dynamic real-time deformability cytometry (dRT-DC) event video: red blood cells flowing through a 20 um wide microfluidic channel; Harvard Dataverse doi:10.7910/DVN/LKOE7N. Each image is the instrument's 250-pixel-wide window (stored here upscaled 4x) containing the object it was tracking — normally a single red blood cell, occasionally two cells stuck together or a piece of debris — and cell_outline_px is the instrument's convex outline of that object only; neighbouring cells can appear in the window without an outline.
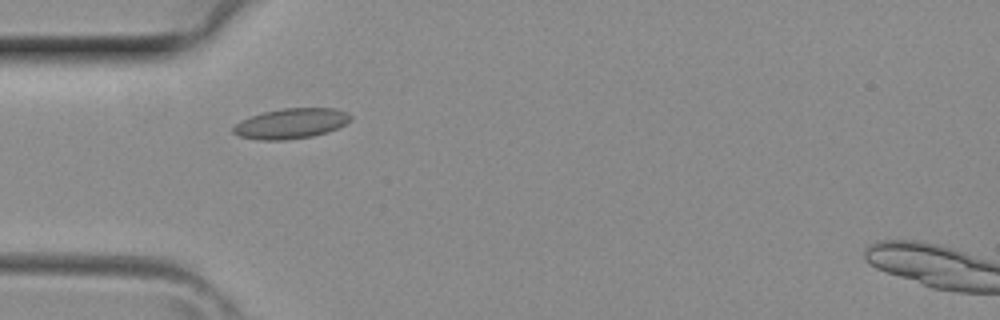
{"species": "common noctule bat (a hibernating species)", "species_latin": "Nyctalus noctula", "temperature_condition": "room temperature", "stored_images_in_passage": 1, "camera_frame_rate_fps": 3000, "um_per_image_px": 0.085, "animal": {"sex": "female", "body_mass_g": 29.2, "forearm_length_mm": 56.3}, "frame": {"image": 1, "passage_image": 1, "time_ms": 0.0, "image_size_px": [1000, 320], "cell_outline_px": [[352, 120], [328, 132], [312, 136], [284, 140], [260, 140], [240, 136], [232, 132], [232, 128], [240, 120], [264, 112], [284, 108], [336, 108], [348, 112], [352, 116]], "centroid_in_image_um": [24.76, 10.49], "position_along_channel_um": 60.2, "area_um2": 20.63}}